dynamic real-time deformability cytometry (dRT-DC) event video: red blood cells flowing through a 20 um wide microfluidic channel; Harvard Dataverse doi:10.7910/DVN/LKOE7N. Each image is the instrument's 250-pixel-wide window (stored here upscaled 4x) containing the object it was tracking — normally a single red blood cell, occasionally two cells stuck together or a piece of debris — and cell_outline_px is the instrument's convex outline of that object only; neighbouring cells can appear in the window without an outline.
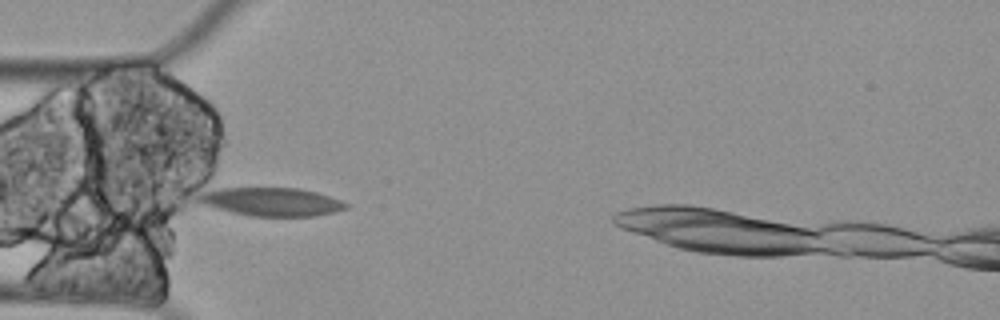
{"species": "Egyptian fruit bat (a non-hibernating species)", "species_latin": "Rousettus aegyptiacus", "temperature_condition": "cold", "stored_images_in_passage": 8, "camera_frame_rate_fps": 3000, "um_per_image_px": 0.085, "animal": {"sex": "female"}, "frame": {"image": 1, "passage_image": 1, "time_ms": 0.0, "image_size_px": [1000, 320], "cell_outline_px": [[348, 208], [316, 216], [248, 216], [232, 212], [204, 204], [196, 200], [196, 196], [204, 188], [300, 188], [316, 192], [340, 200], [348, 204]], "centroid_in_image_um": [23.0, 17.13], "position_along_channel_um": 62.0, "area_um2": 24.51}}
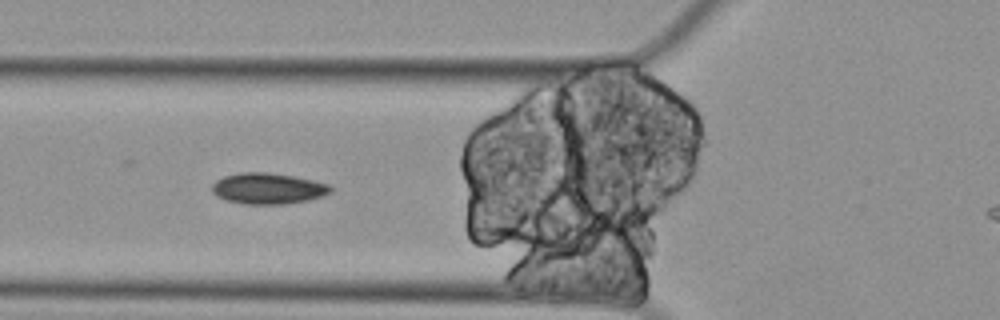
{"frame": {"image": 2, "passage_image": 4, "time_ms": 1.0, "image_size_px": [1000, 320], "cell_outline_px": [[332, 188], [328, 192], [320, 196], [308, 200], [284, 204], [244, 204], [228, 200], [216, 196], [212, 192], [212, 184], [216, 180], [224, 176], [240, 172], [264, 172], [292, 176], [312, 180], [328, 184]], "centroid_in_image_um": [22.72, 16.02], "position_along_channel_um": 103.1, "area_um2": 21.15}}
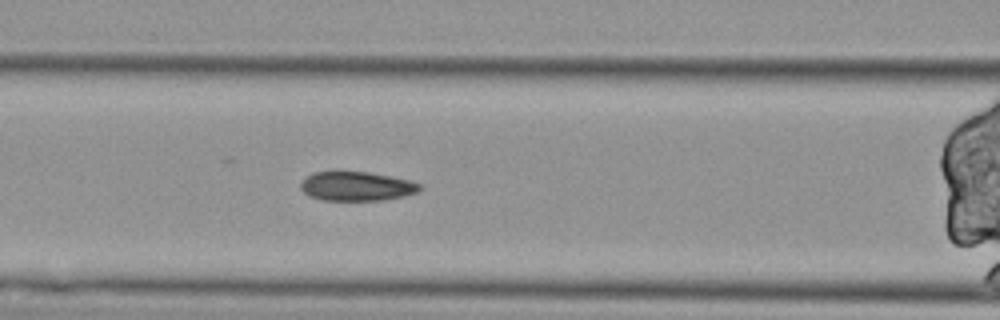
{"frame": {"image": 3, "passage_image": 7, "time_ms": 2.0, "image_size_px": [1000, 320], "cell_outline_px": [[424, 188], [420, 192], [404, 196], [384, 200], [324, 200], [308, 196], [300, 188], [300, 184], [304, 176], [312, 172], [368, 172], [408, 180], [420, 184]], "centroid_in_image_um": [30.3, 15.84], "position_along_channel_um": 136.3, "area_um2": 20.35}}